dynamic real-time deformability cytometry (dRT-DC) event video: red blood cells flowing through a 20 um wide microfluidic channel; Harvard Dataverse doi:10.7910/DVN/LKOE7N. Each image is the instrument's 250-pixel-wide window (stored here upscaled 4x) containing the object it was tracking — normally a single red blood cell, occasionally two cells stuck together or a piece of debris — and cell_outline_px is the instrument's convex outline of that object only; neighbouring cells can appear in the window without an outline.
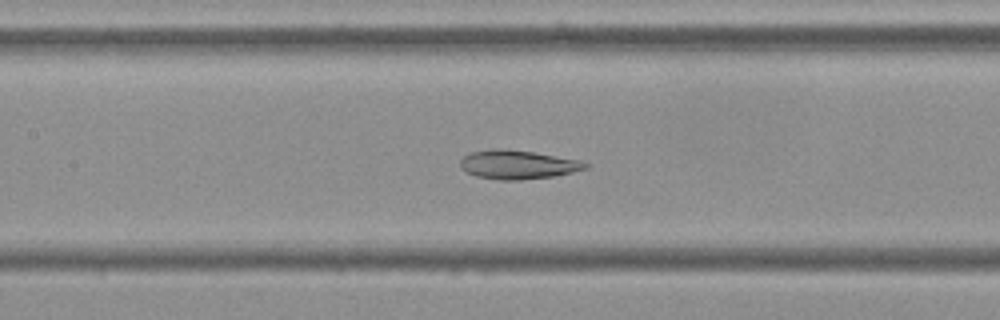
{"species": "Egyptian fruit bat (a non-hibernating species)", "species_latin": "Rousettus aegyptiacus", "temperature_condition": "cold", "stored_images_in_passage": 55, "camera_frame_rate_fps": 3000, "um_per_image_px": 0.085, "frame": {"image": 1, "passage_image": 25, "time_ms": 8.0, "image_size_px": [1000, 320], "cell_outline_px": [[588, 168], [556, 176], [520, 180], [500, 180], [476, 176], [460, 168], [460, 160], [464, 156], [472, 152], [492, 148], [532, 152], [580, 160], [588, 164]], "centroid_in_image_um": [44.0, 14.0], "position_along_channel_um": 163.4, "area_um2": 20.87}}
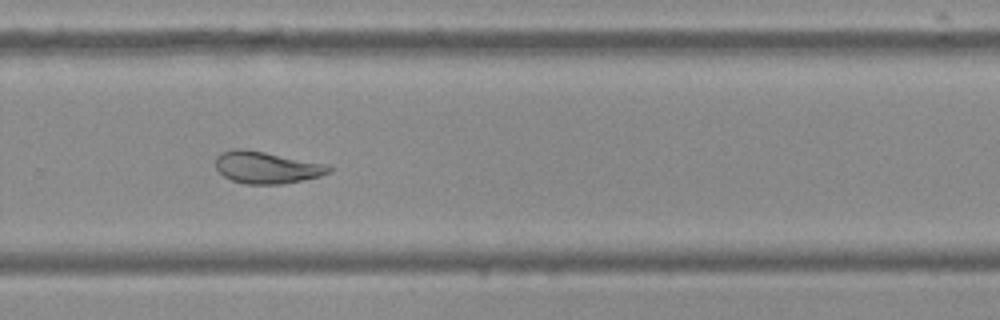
{"frame": {"image": 2, "passage_image": 37, "time_ms": 12.0, "image_size_px": [1000, 320], "cell_outline_px": [[332, 172], [320, 176], [280, 184], [244, 184], [232, 180], [224, 176], [216, 168], [216, 156], [224, 152], [236, 148], [240, 148], [264, 152], [332, 164]], "centroid_in_image_um": [22.72, 14.23], "position_along_channel_um": 307.1, "area_um2": 21.15}}
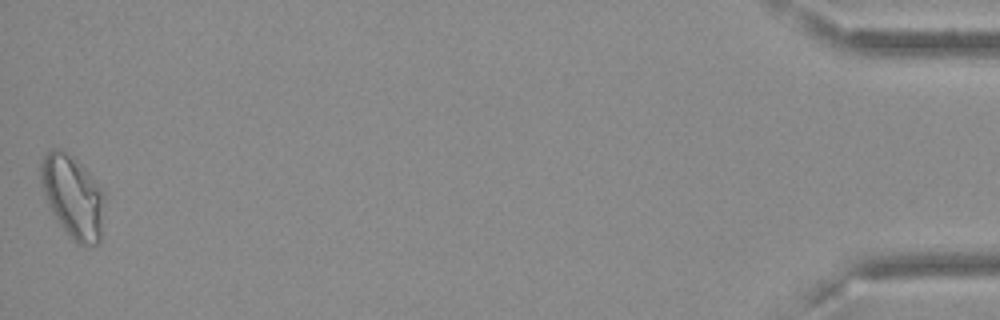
{"frame": {"image": 3, "passage_image": 55, "time_ms": 18.0, "image_size_px": [1000, 320], "cell_outline_px": [[104, 200], [100, 244], [84, 248], [76, 244], [72, 240], [60, 224], [52, 212], [44, 196], [40, 180], [40, 164], [44, 156], [52, 148], [64, 148], [88, 172], [104, 192]], "centroid_in_image_um": [6.19, 16.74], "position_along_channel_um": 429.0, "area_um2": 30.98}, "authors_computed_cell_mechanics": {"area_um2": 23.0044, "velocity_mm_per_s": 3.6073, "shape_relaxation_time_tau1_ms": null, "shape_relaxation_time_tau2_ms": 5.7922, "deformation_change_tau1": null, "deformation_change_tau2": 0.0747}}